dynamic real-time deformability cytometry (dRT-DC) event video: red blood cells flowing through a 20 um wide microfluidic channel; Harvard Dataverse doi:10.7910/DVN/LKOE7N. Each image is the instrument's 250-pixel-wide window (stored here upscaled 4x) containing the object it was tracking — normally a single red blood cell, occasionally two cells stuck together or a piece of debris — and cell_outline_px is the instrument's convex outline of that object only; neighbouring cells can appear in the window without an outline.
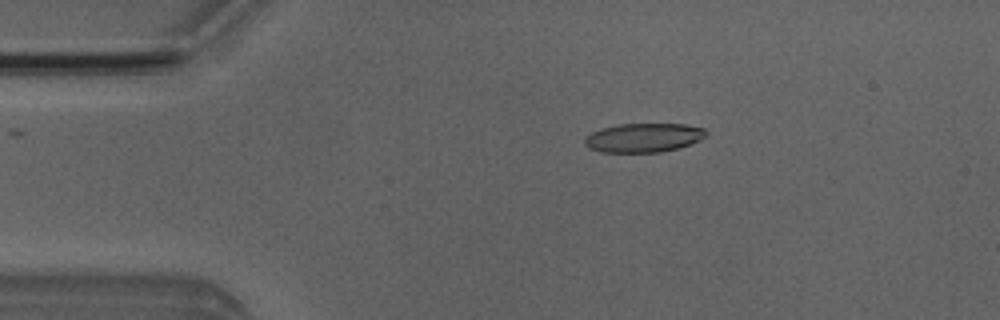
{"species": "Egyptian fruit bat (a non-hibernating species)", "species_latin": "Rousettus aegyptiacus", "temperature_condition": "room temperature", "stored_images_in_passage": 5, "camera_frame_rate_fps": 3000, "um_per_image_px": 0.085, "animal": {"sex": "male"}, "frame": {"image": 1, "passage_image": 2, "time_ms": 1.333, "image_size_px": [1000, 320], "cell_outline_px": [[708, 132], [700, 140], [680, 148], [660, 152], [600, 152], [588, 148], [584, 144], [584, 136], [600, 128], [620, 124], [684, 124], [704, 128]], "centroid_in_image_um": [54.67, 11.7], "position_along_channel_um": 30.3, "area_um2": 20.69}}